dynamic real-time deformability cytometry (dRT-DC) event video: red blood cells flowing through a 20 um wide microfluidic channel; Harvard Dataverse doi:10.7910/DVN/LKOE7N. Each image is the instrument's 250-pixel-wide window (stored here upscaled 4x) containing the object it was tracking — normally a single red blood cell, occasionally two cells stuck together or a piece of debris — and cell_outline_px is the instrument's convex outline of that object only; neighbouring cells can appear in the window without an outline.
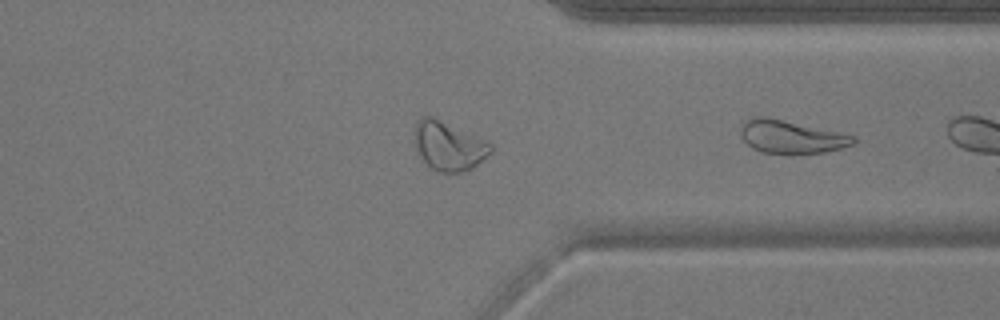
{"species": "common noctule bat (a hibernating species)", "species_latin": "Nyctalus noctula", "temperature_condition": "warm", "stored_images_in_passage": 25, "camera_frame_rate_fps": 3000, "um_per_image_px": 0.085, "animal": {"sex": "male", "body_mass_g": 17.9}, "frame": {"image": 1, "passage_image": 25, "time_ms": 8.0, "image_size_px": [1000, 320], "cell_outline_px": [[856, 144], [824, 152], [764, 152], [752, 148], [744, 140], [740, 132], [740, 124], [744, 120], [756, 116], [764, 116], [856, 136]], "centroid_in_image_um": [67.23, 11.6], "position_along_channel_um": 344.2, "area_um2": 21.15}}